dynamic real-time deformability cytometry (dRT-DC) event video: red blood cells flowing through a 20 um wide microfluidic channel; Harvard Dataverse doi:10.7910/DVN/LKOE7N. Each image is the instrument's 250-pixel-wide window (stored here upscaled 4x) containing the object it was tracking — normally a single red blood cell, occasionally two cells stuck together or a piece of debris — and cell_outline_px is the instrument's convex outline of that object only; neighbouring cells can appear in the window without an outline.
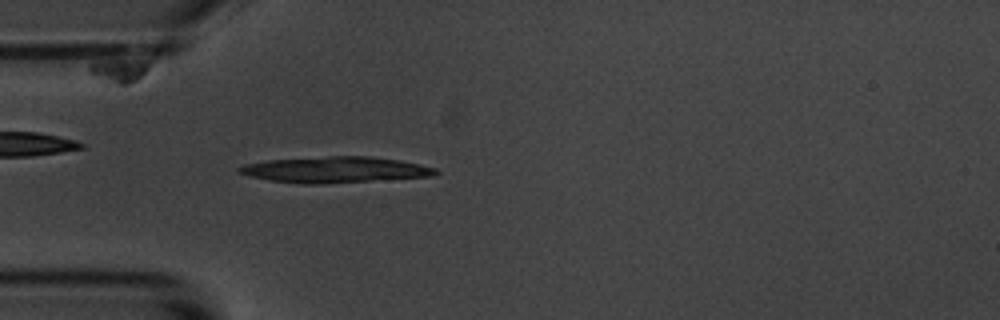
{"species": "common noctule bat (a hibernating species)", "species_latin": "Nyctalus noctula", "temperature_condition": "room temperature", "stored_images_in_passage": 4, "camera_frame_rate_fps": 3000, "um_per_image_px": 0.085, "animal": {"sex": "male", "body_mass_g": 20.1, "forearm_length_mm": 53.5}, "frame": {"image": 1, "passage_image": 4, "time_ms": 3.667, "image_size_px": [1000, 320], "cell_outline_px": [[440, 172], [432, 176], [320, 184], [300, 184], [268, 180], [236, 172], [236, 168], [244, 164], [268, 160], [328, 156], [368, 156], [400, 160], [420, 164], [436, 168]], "centroid_in_image_um": [28.46, 14.42], "position_along_channel_um": 56.5, "area_um2": 29.77}}